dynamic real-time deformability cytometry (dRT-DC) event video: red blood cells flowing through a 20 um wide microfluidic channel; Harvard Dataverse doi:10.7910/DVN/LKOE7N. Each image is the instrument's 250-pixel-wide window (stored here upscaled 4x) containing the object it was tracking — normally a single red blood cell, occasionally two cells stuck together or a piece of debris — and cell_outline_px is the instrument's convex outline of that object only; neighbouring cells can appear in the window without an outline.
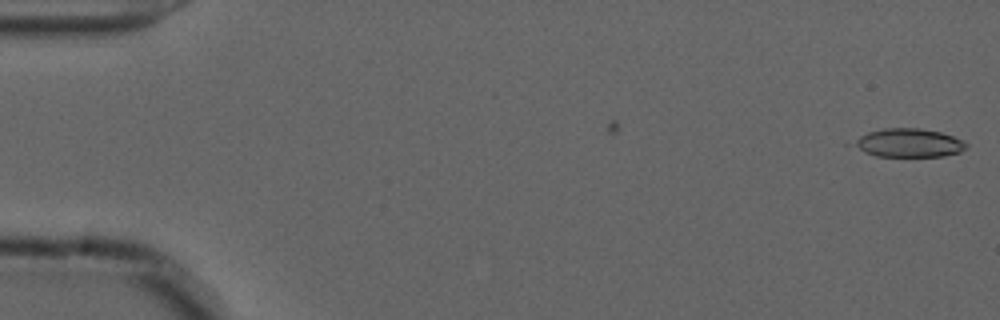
{"species": "common noctule bat (a hibernating species)", "species_latin": "Nyctalus noctula", "temperature_condition": "cold", "stored_images_in_passage": 2, "camera_frame_rate_fps": 3000, "um_per_image_px": 0.085, "animal": {"sex": "male", "forearm_length_mm": 52.5}, "frame": {"image": 1, "passage_image": 2, "time_ms": 0.333, "image_size_px": [1000, 320], "cell_outline_px": [[968, 144], [960, 152], [944, 156], [876, 156], [864, 152], [844, 144], [868, 132], [884, 128], [920, 128], [940, 132], [964, 140]], "centroid_in_image_um": [77.14, 12.14], "position_along_channel_um": 7.9, "area_um2": 19.02}}